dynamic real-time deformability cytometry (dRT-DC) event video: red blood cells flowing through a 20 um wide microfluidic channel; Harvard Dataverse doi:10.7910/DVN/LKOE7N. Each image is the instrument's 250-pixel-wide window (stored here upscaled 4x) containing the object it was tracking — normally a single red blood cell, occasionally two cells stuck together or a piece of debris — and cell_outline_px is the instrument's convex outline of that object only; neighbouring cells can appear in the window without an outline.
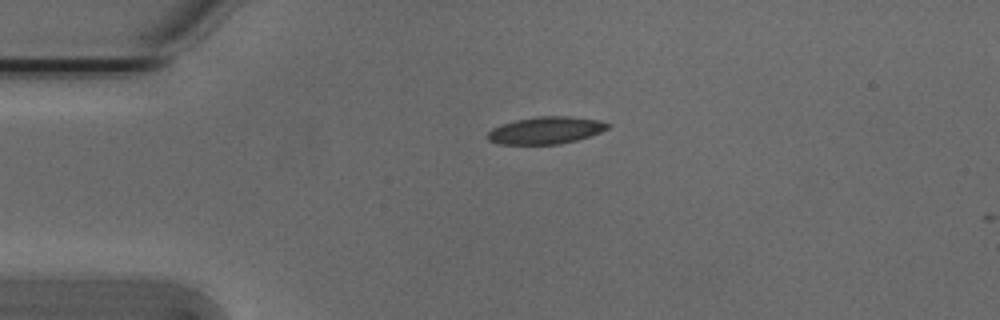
{"species": "Egyptian fruit bat (a non-hibernating species)", "species_latin": "Rousettus aegyptiacus", "temperature_condition": "cold", "stored_images_in_passage": 3, "camera_frame_rate_fps": 3000, "um_per_image_px": 0.085, "animal": {"sex": "male"}, "frame": {"image": 1, "passage_image": 1, "time_ms": 0.0, "image_size_px": [1000, 320], "cell_outline_px": [[612, 124], [608, 128], [600, 132], [576, 140], [560, 144], [500, 144], [488, 140], [488, 132], [492, 128], [500, 124], [516, 120], [536, 116], [568, 116], [600, 120]], "centroid_in_image_um": [46.39, 11.07], "position_along_channel_um": 38.6, "area_um2": 19.02}}